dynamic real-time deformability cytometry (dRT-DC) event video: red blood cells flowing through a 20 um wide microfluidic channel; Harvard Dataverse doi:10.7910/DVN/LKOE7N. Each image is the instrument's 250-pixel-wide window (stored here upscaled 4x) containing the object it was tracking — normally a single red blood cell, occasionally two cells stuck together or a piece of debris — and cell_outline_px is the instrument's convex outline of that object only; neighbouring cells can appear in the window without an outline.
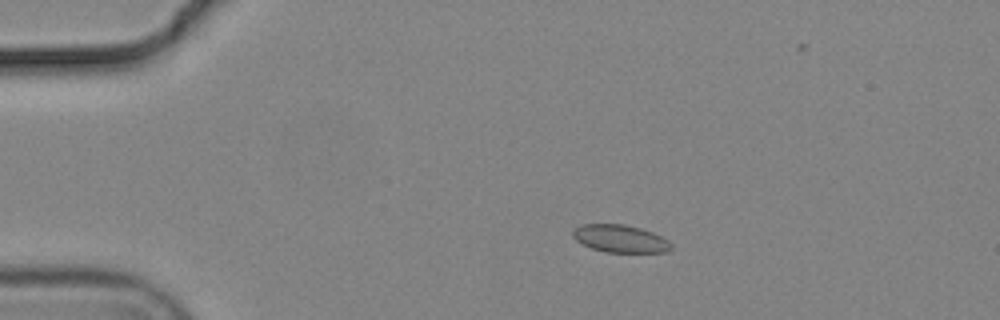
{"species": "common noctule bat (a hibernating species)", "species_latin": "Nyctalus noctula", "temperature_condition": "cold", "stored_images_in_passage": 11, "camera_frame_rate_fps": 3000, "um_per_image_px": 0.085, "animal": {"sex": "male", "body_mass_g": 19.2, "forearm_length_mm": 51.8}, "frame": {"image": 1, "passage_image": 1, "time_ms": 0.0, "image_size_px": [1000, 320], "cell_outline_px": [[672, 248], [668, 252], [604, 252], [592, 248], [576, 240], [572, 236], [572, 232], [580, 224], [624, 224], [640, 228], [652, 232], [668, 240], [672, 244]], "centroid_in_image_um": [52.73, 20.28], "position_along_channel_um": 32.3, "area_um2": 15.78}}